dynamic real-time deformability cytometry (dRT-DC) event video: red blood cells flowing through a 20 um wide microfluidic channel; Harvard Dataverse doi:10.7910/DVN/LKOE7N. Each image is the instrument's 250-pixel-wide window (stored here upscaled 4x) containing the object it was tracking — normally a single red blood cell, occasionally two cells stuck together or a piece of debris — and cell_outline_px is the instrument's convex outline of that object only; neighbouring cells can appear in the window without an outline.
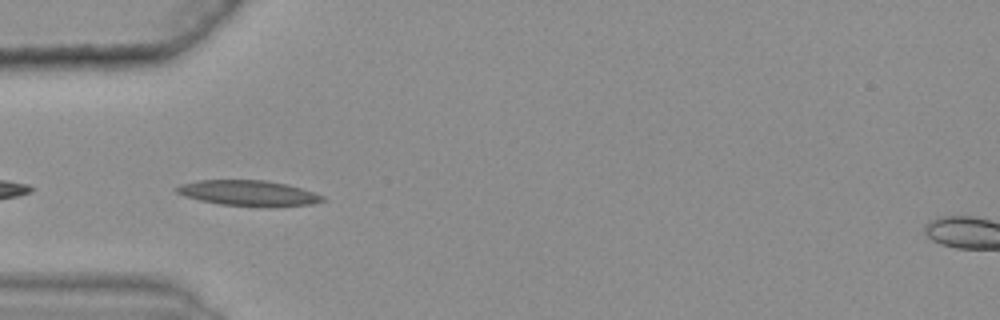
{"species": "common noctule bat (a hibernating species)", "species_latin": "Nyctalus noctula", "temperature_condition": "warm", "stored_images_in_passage": 7, "camera_frame_rate_fps": 3000, "um_per_image_px": 0.085, "animal": {"sex": "female", "body_mass_g": 25.1}, "frame": {"image": 1, "passage_image": 2, "time_ms": 0.333, "image_size_px": [1000, 320], "cell_outline_px": [[324, 200], [312, 204], [272, 208], [268, 208], [220, 204], [200, 200], [184, 196], [176, 192], [176, 188], [180, 184], [200, 180], [264, 180], [288, 184], [324, 196]], "centroid_in_image_um": [21.14, 16.43], "position_along_channel_um": 63.9, "area_um2": 21.91}}